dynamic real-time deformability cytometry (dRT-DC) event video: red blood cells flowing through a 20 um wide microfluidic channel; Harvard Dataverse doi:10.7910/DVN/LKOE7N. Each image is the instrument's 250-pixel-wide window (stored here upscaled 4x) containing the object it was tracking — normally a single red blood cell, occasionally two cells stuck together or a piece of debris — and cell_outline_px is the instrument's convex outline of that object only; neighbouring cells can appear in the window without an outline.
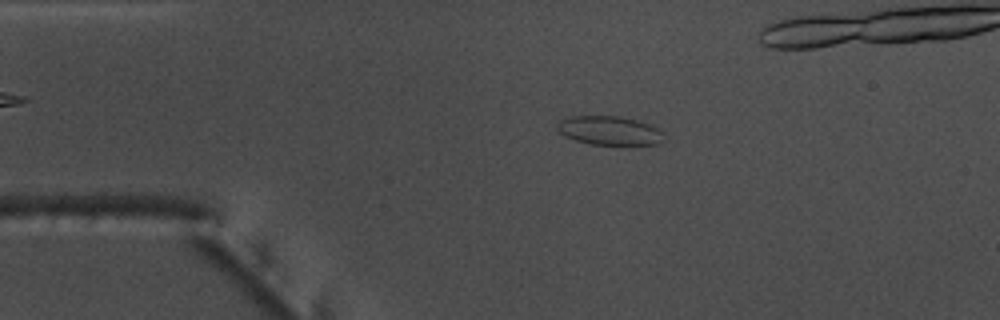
{"species": "common noctule bat (a hibernating species)", "species_latin": "Nyctalus noctula", "temperature_condition": "warm", "stored_images_in_passage": 54, "camera_frame_rate_fps": 3000, "um_per_image_px": 0.085, "animal": {"sex": "male", "body_mass_g": 17.5, "forearm_length_mm": 52.3}, "frame": {"image": 1, "passage_image": 10, "time_ms": 3.0, "image_size_px": [1000, 320], "cell_outline_px": [[660, 144], [628, 148], [592, 144], [576, 140], [564, 136], [556, 132], [556, 124], [560, 120], [568, 116], [616, 116], [636, 120], [652, 124], [660, 132]], "centroid_in_image_um": [51.78, 11.15], "position_along_channel_um": 33.2, "area_um2": 18.73}}
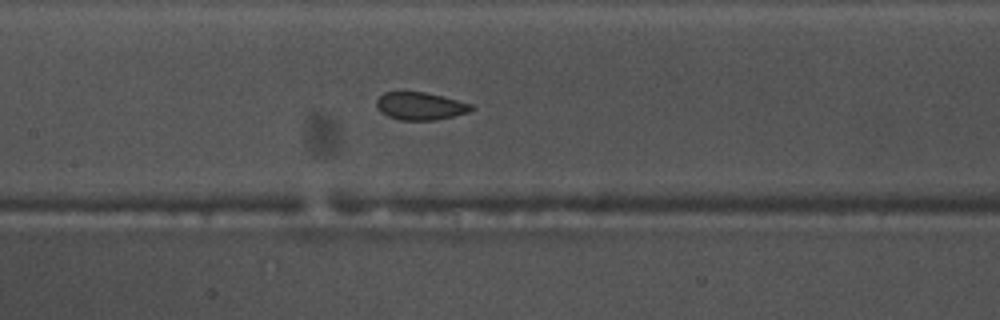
{"frame": {"image": 2, "passage_image": 24, "time_ms": 7.667, "image_size_px": [1000, 320], "cell_outline_px": [[476, 108], [468, 112], [436, 120], [400, 120], [388, 116], [380, 112], [376, 108], [376, 100], [384, 92], [400, 88], [424, 92], [472, 104]], "centroid_in_image_um": [35.64, 8.97], "position_along_channel_um": 171.8, "area_um2": 15.78}}
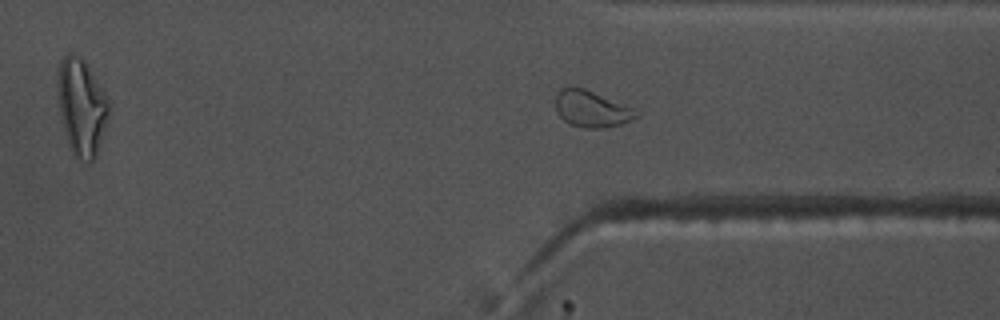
{"frame": {"image": 3, "passage_image": 39, "time_ms": 12.667, "image_size_px": [1000, 320], "cell_outline_px": [[640, 116], [620, 124], [604, 128], [584, 128], [568, 124], [560, 116], [556, 108], [556, 96], [560, 88], [572, 84], [584, 88], [632, 108], [640, 112]], "centroid_in_image_um": [50.25, 9.24], "position_along_channel_um": 361.2, "area_um2": 17.22}, "authors_computed_cell_mechanics": {"area_um2": 17.1377, "velocity_mm_per_s": 3.7867, "shape_relaxation_time_tau1_ms": 8.1598, "shape_relaxation_time_tau2_ms": 2.1762, "deformation_change_tau1": 0.1868, "deformation_change_tau2": 0.0741}}